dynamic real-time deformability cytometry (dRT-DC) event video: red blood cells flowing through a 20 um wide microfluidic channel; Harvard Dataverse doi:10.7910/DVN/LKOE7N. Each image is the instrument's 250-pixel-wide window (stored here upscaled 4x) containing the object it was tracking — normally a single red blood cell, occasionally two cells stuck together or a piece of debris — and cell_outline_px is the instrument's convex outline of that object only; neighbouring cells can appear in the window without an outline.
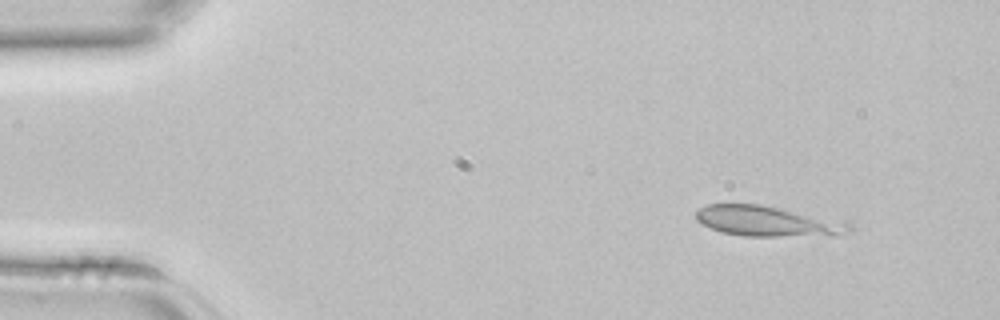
{"species": "common noctule bat (a hibernating species)", "species_latin": "Nyctalus noctula", "temperature_condition": "room temperature", "stored_images_in_passage": 3, "camera_frame_rate_fps": 3000, "um_per_image_px": 0.085, "animal": {"sex": "female", "body_mass_g": 22.7, "forearm_length_mm": 54.2}, "frame": {"image": 1, "passage_image": 1, "time_ms": 0.0, "image_size_px": [1000, 320], "cell_outline_px": [[852, 228], [836, 236], [744, 236], [724, 232], [712, 228], [696, 220], [696, 212], [700, 208], [708, 204], [760, 204], [848, 220], [852, 224]], "centroid_in_image_um": [65.36, 18.8], "position_along_channel_um": 19.6, "area_um2": 27.51}}